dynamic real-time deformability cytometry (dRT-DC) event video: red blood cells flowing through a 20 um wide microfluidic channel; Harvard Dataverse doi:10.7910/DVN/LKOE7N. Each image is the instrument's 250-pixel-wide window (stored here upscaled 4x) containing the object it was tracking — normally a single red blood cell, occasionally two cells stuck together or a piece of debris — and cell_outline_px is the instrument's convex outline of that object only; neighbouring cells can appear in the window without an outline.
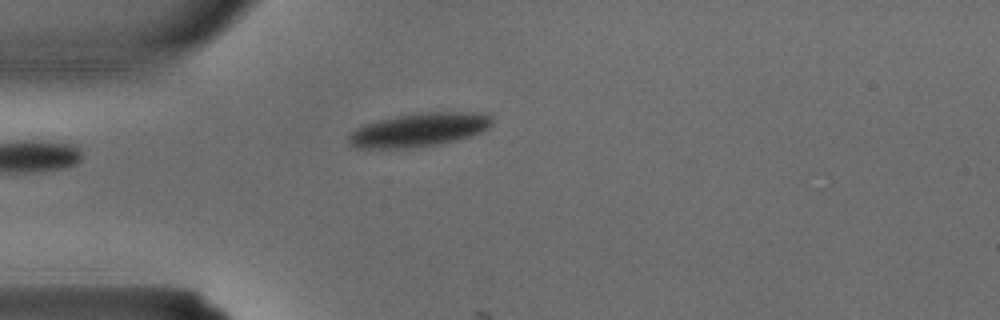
{"species": "common noctule bat (a hibernating species)", "species_latin": "Nyctalus noctula", "temperature_condition": "warm", "stored_images_in_passage": 3, "camera_frame_rate_fps": 3000, "um_per_image_px": 0.085, "animal": {"sex": "male", "body_mass_g": 15.6}, "frame": {"image": 1, "passage_image": 3, "time_ms": 0.667, "image_size_px": [1000, 320], "cell_outline_px": [[492, 124], [488, 128], [480, 132], [468, 136], [440, 144], [404, 148], [356, 148], [348, 144], [348, 136], [356, 128], [364, 124], [380, 120], [420, 112], [464, 112], [492, 116]], "centroid_in_image_um": [35.57, 11.04], "position_along_channel_um": 49.4, "area_um2": 27.63}}